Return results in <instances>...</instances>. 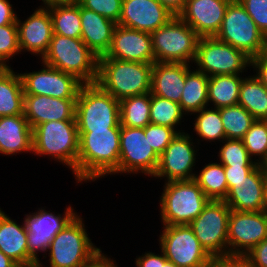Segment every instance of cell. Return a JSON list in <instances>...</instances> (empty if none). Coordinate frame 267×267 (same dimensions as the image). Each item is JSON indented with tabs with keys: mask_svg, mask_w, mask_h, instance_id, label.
Segmentation results:
<instances>
[{
	"mask_svg": "<svg viewBox=\"0 0 267 267\" xmlns=\"http://www.w3.org/2000/svg\"><path fill=\"white\" fill-rule=\"evenodd\" d=\"M77 183L97 181L118 169L120 129L78 130Z\"/></svg>",
	"mask_w": 267,
	"mask_h": 267,
	"instance_id": "6da1fadb",
	"label": "cell"
},
{
	"mask_svg": "<svg viewBox=\"0 0 267 267\" xmlns=\"http://www.w3.org/2000/svg\"><path fill=\"white\" fill-rule=\"evenodd\" d=\"M153 63L99 58L97 84L118 101L151 91Z\"/></svg>",
	"mask_w": 267,
	"mask_h": 267,
	"instance_id": "7a4b0ae2",
	"label": "cell"
},
{
	"mask_svg": "<svg viewBox=\"0 0 267 267\" xmlns=\"http://www.w3.org/2000/svg\"><path fill=\"white\" fill-rule=\"evenodd\" d=\"M42 63L74 75L83 84L96 83L99 57L81 39L53 34Z\"/></svg>",
	"mask_w": 267,
	"mask_h": 267,
	"instance_id": "3957f363",
	"label": "cell"
},
{
	"mask_svg": "<svg viewBox=\"0 0 267 267\" xmlns=\"http://www.w3.org/2000/svg\"><path fill=\"white\" fill-rule=\"evenodd\" d=\"M32 152L68 166L77 180L79 135L76 120L50 121L32 129Z\"/></svg>",
	"mask_w": 267,
	"mask_h": 267,
	"instance_id": "277c9868",
	"label": "cell"
},
{
	"mask_svg": "<svg viewBox=\"0 0 267 267\" xmlns=\"http://www.w3.org/2000/svg\"><path fill=\"white\" fill-rule=\"evenodd\" d=\"M86 231L82 217L77 214L51 241L50 267H83L102 253Z\"/></svg>",
	"mask_w": 267,
	"mask_h": 267,
	"instance_id": "5b68a950",
	"label": "cell"
},
{
	"mask_svg": "<svg viewBox=\"0 0 267 267\" xmlns=\"http://www.w3.org/2000/svg\"><path fill=\"white\" fill-rule=\"evenodd\" d=\"M78 130L121 129L119 101L97 83L83 84L76 100Z\"/></svg>",
	"mask_w": 267,
	"mask_h": 267,
	"instance_id": "8992f818",
	"label": "cell"
},
{
	"mask_svg": "<svg viewBox=\"0 0 267 267\" xmlns=\"http://www.w3.org/2000/svg\"><path fill=\"white\" fill-rule=\"evenodd\" d=\"M164 185L160 197L163 225H189L209 202L194 179L169 181Z\"/></svg>",
	"mask_w": 267,
	"mask_h": 267,
	"instance_id": "52a82bcc",
	"label": "cell"
},
{
	"mask_svg": "<svg viewBox=\"0 0 267 267\" xmlns=\"http://www.w3.org/2000/svg\"><path fill=\"white\" fill-rule=\"evenodd\" d=\"M155 62H194L200 36L178 15L151 33Z\"/></svg>",
	"mask_w": 267,
	"mask_h": 267,
	"instance_id": "ba28073f",
	"label": "cell"
},
{
	"mask_svg": "<svg viewBox=\"0 0 267 267\" xmlns=\"http://www.w3.org/2000/svg\"><path fill=\"white\" fill-rule=\"evenodd\" d=\"M214 37L243 51L251 59L263 52L264 34L238 0L228 4L221 27Z\"/></svg>",
	"mask_w": 267,
	"mask_h": 267,
	"instance_id": "9c48e42d",
	"label": "cell"
},
{
	"mask_svg": "<svg viewBox=\"0 0 267 267\" xmlns=\"http://www.w3.org/2000/svg\"><path fill=\"white\" fill-rule=\"evenodd\" d=\"M194 64L197 66L196 70L209 77L223 74L242 75L246 67L251 66V58L214 36L200 37Z\"/></svg>",
	"mask_w": 267,
	"mask_h": 267,
	"instance_id": "30bf717a",
	"label": "cell"
},
{
	"mask_svg": "<svg viewBox=\"0 0 267 267\" xmlns=\"http://www.w3.org/2000/svg\"><path fill=\"white\" fill-rule=\"evenodd\" d=\"M158 240L167 260L177 267H210L213 257L199 243L189 225H163Z\"/></svg>",
	"mask_w": 267,
	"mask_h": 267,
	"instance_id": "8fae6325",
	"label": "cell"
},
{
	"mask_svg": "<svg viewBox=\"0 0 267 267\" xmlns=\"http://www.w3.org/2000/svg\"><path fill=\"white\" fill-rule=\"evenodd\" d=\"M231 209L225 201L209 200L189 226L199 243L212 256L228 255V221Z\"/></svg>",
	"mask_w": 267,
	"mask_h": 267,
	"instance_id": "7c38bea8",
	"label": "cell"
},
{
	"mask_svg": "<svg viewBox=\"0 0 267 267\" xmlns=\"http://www.w3.org/2000/svg\"><path fill=\"white\" fill-rule=\"evenodd\" d=\"M119 144V165L113 174L139 172L152 178L158 166L159 156L150 146L144 128L121 126Z\"/></svg>",
	"mask_w": 267,
	"mask_h": 267,
	"instance_id": "4fadbf2b",
	"label": "cell"
},
{
	"mask_svg": "<svg viewBox=\"0 0 267 267\" xmlns=\"http://www.w3.org/2000/svg\"><path fill=\"white\" fill-rule=\"evenodd\" d=\"M77 215L68 206L64 215L53 214L43 208L25 215L24 225L27 231L29 265L40 263L38 251L46 253L53 238Z\"/></svg>",
	"mask_w": 267,
	"mask_h": 267,
	"instance_id": "5bb4252c",
	"label": "cell"
},
{
	"mask_svg": "<svg viewBox=\"0 0 267 267\" xmlns=\"http://www.w3.org/2000/svg\"><path fill=\"white\" fill-rule=\"evenodd\" d=\"M228 255L244 256L267 238V212L231 210L228 221Z\"/></svg>",
	"mask_w": 267,
	"mask_h": 267,
	"instance_id": "9a60e30c",
	"label": "cell"
},
{
	"mask_svg": "<svg viewBox=\"0 0 267 267\" xmlns=\"http://www.w3.org/2000/svg\"><path fill=\"white\" fill-rule=\"evenodd\" d=\"M194 144L191 135L178 133L159 156L158 166L152 177L167 179L166 182L194 179L196 174L192 170L197 155Z\"/></svg>",
	"mask_w": 267,
	"mask_h": 267,
	"instance_id": "2e32d148",
	"label": "cell"
},
{
	"mask_svg": "<svg viewBox=\"0 0 267 267\" xmlns=\"http://www.w3.org/2000/svg\"><path fill=\"white\" fill-rule=\"evenodd\" d=\"M43 69L20 73L24 94L45 95L62 99H77L83 83L74 75L46 64Z\"/></svg>",
	"mask_w": 267,
	"mask_h": 267,
	"instance_id": "e0dca14e",
	"label": "cell"
},
{
	"mask_svg": "<svg viewBox=\"0 0 267 267\" xmlns=\"http://www.w3.org/2000/svg\"><path fill=\"white\" fill-rule=\"evenodd\" d=\"M225 203L231 210L261 212L266 205L267 167L257 165L244 179L227 181Z\"/></svg>",
	"mask_w": 267,
	"mask_h": 267,
	"instance_id": "ac0fdd59",
	"label": "cell"
},
{
	"mask_svg": "<svg viewBox=\"0 0 267 267\" xmlns=\"http://www.w3.org/2000/svg\"><path fill=\"white\" fill-rule=\"evenodd\" d=\"M99 58H114L121 61L154 63L151 34L116 25L112 44L106 55Z\"/></svg>",
	"mask_w": 267,
	"mask_h": 267,
	"instance_id": "d6986e66",
	"label": "cell"
},
{
	"mask_svg": "<svg viewBox=\"0 0 267 267\" xmlns=\"http://www.w3.org/2000/svg\"><path fill=\"white\" fill-rule=\"evenodd\" d=\"M174 16L158 0H122L118 25L151 34Z\"/></svg>",
	"mask_w": 267,
	"mask_h": 267,
	"instance_id": "ffe728a7",
	"label": "cell"
},
{
	"mask_svg": "<svg viewBox=\"0 0 267 267\" xmlns=\"http://www.w3.org/2000/svg\"><path fill=\"white\" fill-rule=\"evenodd\" d=\"M232 0H186L178 16L200 37H213L219 31Z\"/></svg>",
	"mask_w": 267,
	"mask_h": 267,
	"instance_id": "44dd1931",
	"label": "cell"
},
{
	"mask_svg": "<svg viewBox=\"0 0 267 267\" xmlns=\"http://www.w3.org/2000/svg\"><path fill=\"white\" fill-rule=\"evenodd\" d=\"M16 23L21 52L27 51L42 58L54 34L49 9L39 7L24 22L17 18Z\"/></svg>",
	"mask_w": 267,
	"mask_h": 267,
	"instance_id": "7402d4cb",
	"label": "cell"
},
{
	"mask_svg": "<svg viewBox=\"0 0 267 267\" xmlns=\"http://www.w3.org/2000/svg\"><path fill=\"white\" fill-rule=\"evenodd\" d=\"M76 100L24 94V116L32 129L50 121L76 120Z\"/></svg>",
	"mask_w": 267,
	"mask_h": 267,
	"instance_id": "603a6c76",
	"label": "cell"
},
{
	"mask_svg": "<svg viewBox=\"0 0 267 267\" xmlns=\"http://www.w3.org/2000/svg\"><path fill=\"white\" fill-rule=\"evenodd\" d=\"M80 19L81 40L98 57L106 55L111 47L117 23L82 6Z\"/></svg>",
	"mask_w": 267,
	"mask_h": 267,
	"instance_id": "cb8c5ba5",
	"label": "cell"
},
{
	"mask_svg": "<svg viewBox=\"0 0 267 267\" xmlns=\"http://www.w3.org/2000/svg\"><path fill=\"white\" fill-rule=\"evenodd\" d=\"M187 63L154 62L151 72V95L180 103L185 84Z\"/></svg>",
	"mask_w": 267,
	"mask_h": 267,
	"instance_id": "d4e9b609",
	"label": "cell"
},
{
	"mask_svg": "<svg viewBox=\"0 0 267 267\" xmlns=\"http://www.w3.org/2000/svg\"><path fill=\"white\" fill-rule=\"evenodd\" d=\"M32 153V128L22 115L0 117V154Z\"/></svg>",
	"mask_w": 267,
	"mask_h": 267,
	"instance_id": "484cf974",
	"label": "cell"
},
{
	"mask_svg": "<svg viewBox=\"0 0 267 267\" xmlns=\"http://www.w3.org/2000/svg\"><path fill=\"white\" fill-rule=\"evenodd\" d=\"M0 250L20 267L29 265L27 231L0 208Z\"/></svg>",
	"mask_w": 267,
	"mask_h": 267,
	"instance_id": "4316f807",
	"label": "cell"
},
{
	"mask_svg": "<svg viewBox=\"0 0 267 267\" xmlns=\"http://www.w3.org/2000/svg\"><path fill=\"white\" fill-rule=\"evenodd\" d=\"M24 114V92L19 73L0 68V117Z\"/></svg>",
	"mask_w": 267,
	"mask_h": 267,
	"instance_id": "83f0119b",
	"label": "cell"
},
{
	"mask_svg": "<svg viewBox=\"0 0 267 267\" xmlns=\"http://www.w3.org/2000/svg\"><path fill=\"white\" fill-rule=\"evenodd\" d=\"M186 71L180 106L185 114L195 112L208 106V82L209 76L198 70Z\"/></svg>",
	"mask_w": 267,
	"mask_h": 267,
	"instance_id": "f1b7e54d",
	"label": "cell"
},
{
	"mask_svg": "<svg viewBox=\"0 0 267 267\" xmlns=\"http://www.w3.org/2000/svg\"><path fill=\"white\" fill-rule=\"evenodd\" d=\"M240 74L215 75L209 77L208 105L212 102L214 108L238 105L240 85L243 77Z\"/></svg>",
	"mask_w": 267,
	"mask_h": 267,
	"instance_id": "f546056e",
	"label": "cell"
},
{
	"mask_svg": "<svg viewBox=\"0 0 267 267\" xmlns=\"http://www.w3.org/2000/svg\"><path fill=\"white\" fill-rule=\"evenodd\" d=\"M238 105L244 107L256 120L267 119V88L255 75L243 78Z\"/></svg>",
	"mask_w": 267,
	"mask_h": 267,
	"instance_id": "4dcf8cb0",
	"label": "cell"
},
{
	"mask_svg": "<svg viewBox=\"0 0 267 267\" xmlns=\"http://www.w3.org/2000/svg\"><path fill=\"white\" fill-rule=\"evenodd\" d=\"M54 34L81 39L80 5L74 1L68 4L48 7Z\"/></svg>",
	"mask_w": 267,
	"mask_h": 267,
	"instance_id": "1f68e13d",
	"label": "cell"
},
{
	"mask_svg": "<svg viewBox=\"0 0 267 267\" xmlns=\"http://www.w3.org/2000/svg\"><path fill=\"white\" fill-rule=\"evenodd\" d=\"M194 180L209 200L224 201L228 193V184L224 166L221 163L206 164Z\"/></svg>",
	"mask_w": 267,
	"mask_h": 267,
	"instance_id": "d6a6232c",
	"label": "cell"
},
{
	"mask_svg": "<svg viewBox=\"0 0 267 267\" xmlns=\"http://www.w3.org/2000/svg\"><path fill=\"white\" fill-rule=\"evenodd\" d=\"M119 106L121 126L144 128L150 124V93L124 98Z\"/></svg>",
	"mask_w": 267,
	"mask_h": 267,
	"instance_id": "836d02e7",
	"label": "cell"
},
{
	"mask_svg": "<svg viewBox=\"0 0 267 267\" xmlns=\"http://www.w3.org/2000/svg\"><path fill=\"white\" fill-rule=\"evenodd\" d=\"M226 139L241 140L256 119L242 106L219 108Z\"/></svg>",
	"mask_w": 267,
	"mask_h": 267,
	"instance_id": "e575fe53",
	"label": "cell"
},
{
	"mask_svg": "<svg viewBox=\"0 0 267 267\" xmlns=\"http://www.w3.org/2000/svg\"><path fill=\"white\" fill-rule=\"evenodd\" d=\"M183 115L179 103L150 93V123L176 129Z\"/></svg>",
	"mask_w": 267,
	"mask_h": 267,
	"instance_id": "d590c367",
	"label": "cell"
},
{
	"mask_svg": "<svg viewBox=\"0 0 267 267\" xmlns=\"http://www.w3.org/2000/svg\"><path fill=\"white\" fill-rule=\"evenodd\" d=\"M195 113L196 120H194L193 130L200 138L210 142H214V140L223 142L226 139L218 108L205 107Z\"/></svg>",
	"mask_w": 267,
	"mask_h": 267,
	"instance_id": "8d00e7d4",
	"label": "cell"
},
{
	"mask_svg": "<svg viewBox=\"0 0 267 267\" xmlns=\"http://www.w3.org/2000/svg\"><path fill=\"white\" fill-rule=\"evenodd\" d=\"M248 154L258 156L254 159L259 165H267V123L264 120H256L251 128L241 139ZM260 156V157H259Z\"/></svg>",
	"mask_w": 267,
	"mask_h": 267,
	"instance_id": "74e56055",
	"label": "cell"
},
{
	"mask_svg": "<svg viewBox=\"0 0 267 267\" xmlns=\"http://www.w3.org/2000/svg\"><path fill=\"white\" fill-rule=\"evenodd\" d=\"M219 150V160L223 166H257L247 152L242 140L225 139Z\"/></svg>",
	"mask_w": 267,
	"mask_h": 267,
	"instance_id": "f35d334b",
	"label": "cell"
},
{
	"mask_svg": "<svg viewBox=\"0 0 267 267\" xmlns=\"http://www.w3.org/2000/svg\"><path fill=\"white\" fill-rule=\"evenodd\" d=\"M20 54L17 23L0 26V68H7L8 60L15 54Z\"/></svg>",
	"mask_w": 267,
	"mask_h": 267,
	"instance_id": "ab89813d",
	"label": "cell"
},
{
	"mask_svg": "<svg viewBox=\"0 0 267 267\" xmlns=\"http://www.w3.org/2000/svg\"><path fill=\"white\" fill-rule=\"evenodd\" d=\"M145 135H148V141L155 153L160 156L170 142L181 133L180 130L150 123L144 127Z\"/></svg>",
	"mask_w": 267,
	"mask_h": 267,
	"instance_id": "60d3db41",
	"label": "cell"
},
{
	"mask_svg": "<svg viewBox=\"0 0 267 267\" xmlns=\"http://www.w3.org/2000/svg\"><path fill=\"white\" fill-rule=\"evenodd\" d=\"M76 2L80 6L93 10L117 24L119 22L122 0H76Z\"/></svg>",
	"mask_w": 267,
	"mask_h": 267,
	"instance_id": "b9f144b4",
	"label": "cell"
},
{
	"mask_svg": "<svg viewBox=\"0 0 267 267\" xmlns=\"http://www.w3.org/2000/svg\"><path fill=\"white\" fill-rule=\"evenodd\" d=\"M255 22L258 29L267 33V0H238Z\"/></svg>",
	"mask_w": 267,
	"mask_h": 267,
	"instance_id": "7bdbcfd3",
	"label": "cell"
},
{
	"mask_svg": "<svg viewBox=\"0 0 267 267\" xmlns=\"http://www.w3.org/2000/svg\"><path fill=\"white\" fill-rule=\"evenodd\" d=\"M210 267H254L245 256L227 255L213 257Z\"/></svg>",
	"mask_w": 267,
	"mask_h": 267,
	"instance_id": "ee69618b",
	"label": "cell"
},
{
	"mask_svg": "<svg viewBox=\"0 0 267 267\" xmlns=\"http://www.w3.org/2000/svg\"><path fill=\"white\" fill-rule=\"evenodd\" d=\"M254 267H267V238L244 255Z\"/></svg>",
	"mask_w": 267,
	"mask_h": 267,
	"instance_id": "f6af8a7d",
	"label": "cell"
},
{
	"mask_svg": "<svg viewBox=\"0 0 267 267\" xmlns=\"http://www.w3.org/2000/svg\"><path fill=\"white\" fill-rule=\"evenodd\" d=\"M167 260L164 252L161 250V255L146 252L144 255L139 256L137 259L135 258L136 267H161V264Z\"/></svg>",
	"mask_w": 267,
	"mask_h": 267,
	"instance_id": "bcb514c9",
	"label": "cell"
},
{
	"mask_svg": "<svg viewBox=\"0 0 267 267\" xmlns=\"http://www.w3.org/2000/svg\"><path fill=\"white\" fill-rule=\"evenodd\" d=\"M256 166H224L227 181H240L244 179Z\"/></svg>",
	"mask_w": 267,
	"mask_h": 267,
	"instance_id": "7dc6e473",
	"label": "cell"
},
{
	"mask_svg": "<svg viewBox=\"0 0 267 267\" xmlns=\"http://www.w3.org/2000/svg\"><path fill=\"white\" fill-rule=\"evenodd\" d=\"M251 66L256 71V77L267 88V57L262 54L251 59Z\"/></svg>",
	"mask_w": 267,
	"mask_h": 267,
	"instance_id": "c3c4849f",
	"label": "cell"
},
{
	"mask_svg": "<svg viewBox=\"0 0 267 267\" xmlns=\"http://www.w3.org/2000/svg\"><path fill=\"white\" fill-rule=\"evenodd\" d=\"M17 14L8 0H0V26L16 23Z\"/></svg>",
	"mask_w": 267,
	"mask_h": 267,
	"instance_id": "681fc988",
	"label": "cell"
},
{
	"mask_svg": "<svg viewBox=\"0 0 267 267\" xmlns=\"http://www.w3.org/2000/svg\"><path fill=\"white\" fill-rule=\"evenodd\" d=\"M83 267H118L114 260L107 257L104 253H100L92 262Z\"/></svg>",
	"mask_w": 267,
	"mask_h": 267,
	"instance_id": "f907efd6",
	"label": "cell"
},
{
	"mask_svg": "<svg viewBox=\"0 0 267 267\" xmlns=\"http://www.w3.org/2000/svg\"><path fill=\"white\" fill-rule=\"evenodd\" d=\"M174 15H178L184 8L186 0H158Z\"/></svg>",
	"mask_w": 267,
	"mask_h": 267,
	"instance_id": "816d5d0a",
	"label": "cell"
},
{
	"mask_svg": "<svg viewBox=\"0 0 267 267\" xmlns=\"http://www.w3.org/2000/svg\"><path fill=\"white\" fill-rule=\"evenodd\" d=\"M0 267H20V266L0 250Z\"/></svg>",
	"mask_w": 267,
	"mask_h": 267,
	"instance_id": "f5cc1de1",
	"label": "cell"
},
{
	"mask_svg": "<svg viewBox=\"0 0 267 267\" xmlns=\"http://www.w3.org/2000/svg\"><path fill=\"white\" fill-rule=\"evenodd\" d=\"M42 1L44 6H40V8H48L54 5L68 4L76 0H42Z\"/></svg>",
	"mask_w": 267,
	"mask_h": 267,
	"instance_id": "db71d44e",
	"label": "cell"
},
{
	"mask_svg": "<svg viewBox=\"0 0 267 267\" xmlns=\"http://www.w3.org/2000/svg\"><path fill=\"white\" fill-rule=\"evenodd\" d=\"M262 55L267 57V33L264 35V48Z\"/></svg>",
	"mask_w": 267,
	"mask_h": 267,
	"instance_id": "11a10c76",
	"label": "cell"
},
{
	"mask_svg": "<svg viewBox=\"0 0 267 267\" xmlns=\"http://www.w3.org/2000/svg\"><path fill=\"white\" fill-rule=\"evenodd\" d=\"M161 267H177L173 262L166 260L164 264H161Z\"/></svg>",
	"mask_w": 267,
	"mask_h": 267,
	"instance_id": "9f6ffc18",
	"label": "cell"
},
{
	"mask_svg": "<svg viewBox=\"0 0 267 267\" xmlns=\"http://www.w3.org/2000/svg\"><path fill=\"white\" fill-rule=\"evenodd\" d=\"M42 265H43L42 262H40V263H34V264L22 266V267H43Z\"/></svg>",
	"mask_w": 267,
	"mask_h": 267,
	"instance_id": "6f0895ef",
	"label": "cell"
},
{
	"mask_svg": "<svg viewBox=\"0 0 267 267\" xmlns=\"http://www.w3.org/2000/svg\"><path fill=\"white\" fill-rule=\"evenodd\" d=\"M264 210L267 212V188H266V205H265V209Z\"/></svg>",
	"mask_w": 267,
	"mask_h": 267,
	"instance_id": "680465c9",
	"label": "cell"
}]
</instances>
